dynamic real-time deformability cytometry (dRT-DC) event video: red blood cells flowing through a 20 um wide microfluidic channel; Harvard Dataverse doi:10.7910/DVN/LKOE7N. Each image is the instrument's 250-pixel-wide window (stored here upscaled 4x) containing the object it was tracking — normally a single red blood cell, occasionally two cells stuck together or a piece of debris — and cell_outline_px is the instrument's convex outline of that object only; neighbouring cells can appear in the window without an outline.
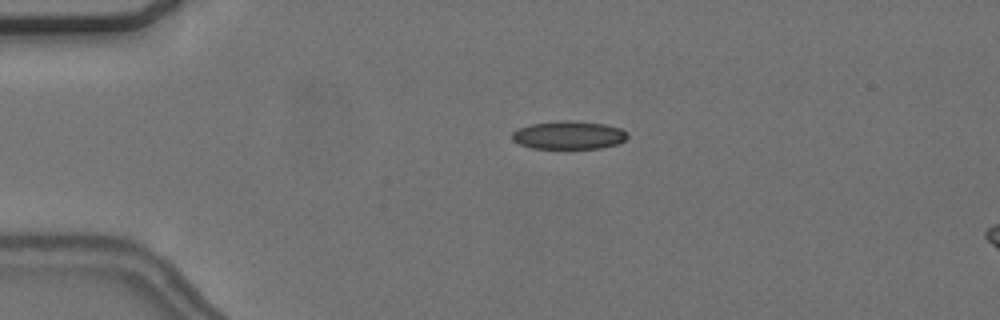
{"species": "common noctule bat (a hibernating species)", "species_latin": "Nyctalus noctula", "temperature_condition": "cold", "stored_images_in_passage": 49, "camera_frame_rate_fps": 3000, "um_per_image_px": 0.085, "animal": {"sex": "female", "body_mass_g": 24.6, "forearm_length_mm": 56.2}, "frame": {"image": 1, "passage_image": 6, "time_ms": 1.667, "image_size_px": [1000, 320], "cell_outline_px": [[628, 136], [624, 140], [616, 144], [600, 148], [532, 148], [520, 144], [512, 140], [512, 132], [520, 128], [532, 124], [560, 120], [568, 120], [604, 124], [620, 128]], "centroid_in_image_um": [48.32, 11.48], "position_along_channel_um": 36.7, "area_um2": 18.67}}
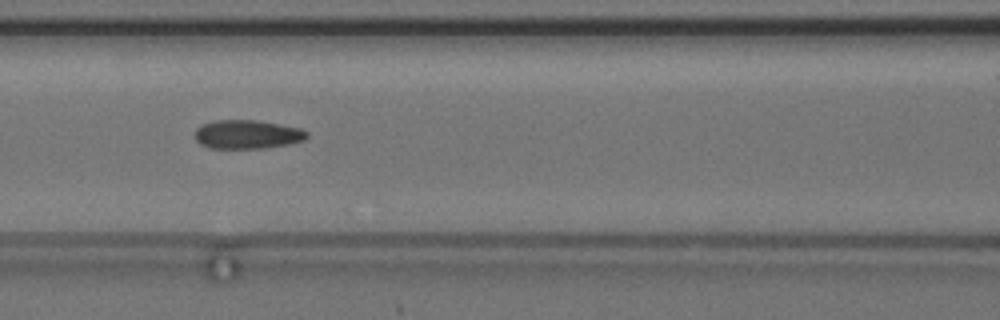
{"frame": {"image": 2, "passage_image": 18, "time_ms": 5.667, "image_size_px": [1000, 320], "cell_outline_px": [[308, 136], [304, 140], [288, 144], [264, 148], [208, 148], [200, 144], [196, 140], [196, 128], [200, 124], [216, 120], [256, 120], [280, 124], [300, 128], [308, 132]], "centroid_in_image_um": [21.0, 11.42], "position_along_channel_um": 145.6, "area_um2": 18.84}}
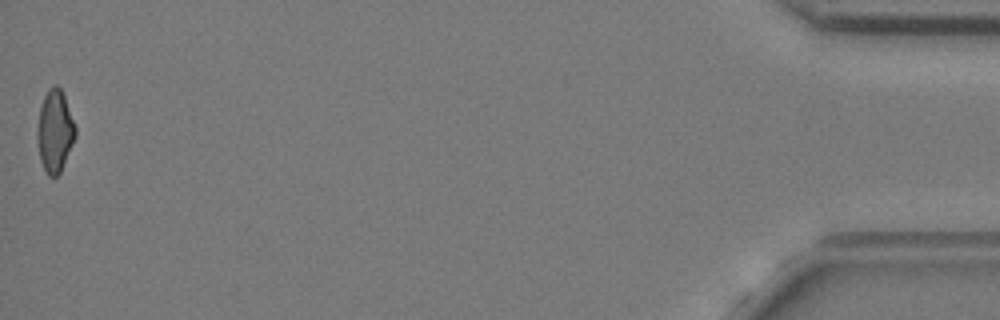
{"frame": {"image": 3, "passage_image": 49, "time_ms": 16.0, "image_size_px": [1000, 320], "cell_outline_px": [[76, 136], [60, 172], [56, 176], [48, 176], [40, 160], [36, 136], [36, 132], [40, 108], [44, 96], [48, 88], [52, 84], [56, 84], [60, 88], [64, 96], [76, 128]], "centroid_in_image_um": [4.65, 11.13], "position_along_channel_um": 430.6, "area_um2": 18.15}, "authors_computed_cell_mechanics": {"area_um2": 18.9584, "velocity_mm_per_s": 3.6939, "shape_relaxation_time_tau1_ms": null, "shape_relaxation_time_tau2_ms": 2.4731, "deformation_change_tau1": null, "deformation_change_tau2": 0.073}}